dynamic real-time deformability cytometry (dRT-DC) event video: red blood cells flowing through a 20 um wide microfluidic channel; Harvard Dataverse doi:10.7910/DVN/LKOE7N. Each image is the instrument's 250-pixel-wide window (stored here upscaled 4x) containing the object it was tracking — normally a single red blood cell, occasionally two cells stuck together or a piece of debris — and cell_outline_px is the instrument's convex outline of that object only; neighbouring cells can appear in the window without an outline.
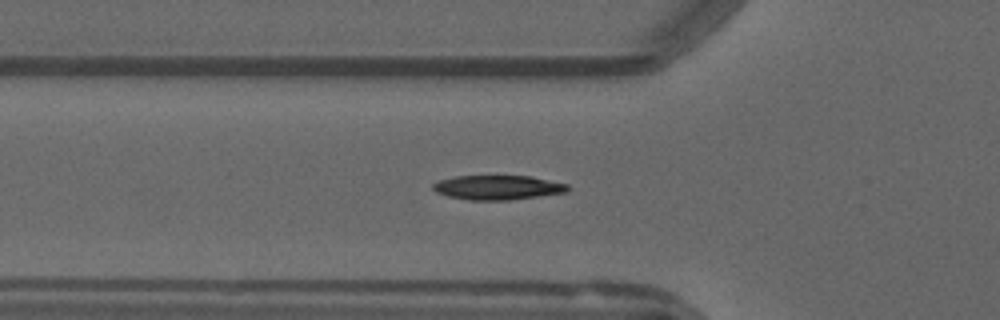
{"species": "common noctule bat (a hibernating species)", "species_latin": "Nyctalus noctula", "temperature_condition": "warm", "stored_images_in_passage": 54, "camera_frame_rate_fps": 3000, "um_per_image_px": 0.085, "animal": {"sex": "male", "forearm_length_mm": 52.5}, "frame": {"image": 1, "passage_image": 18, "time_ms": 5.667, "image_size_px": [1000, 320], "cell_outline_px": [[568, 192], [508, 200], [468, 200], [448, 196], [436, 192], [432, 188], [432, 184], [440, 180], [456, 176], [532, 176], [568, 184]], "centroid_in_image_um": [42.31, 15.93], "position_along_channel_um": 83.5, "area_um2": 19.13}}
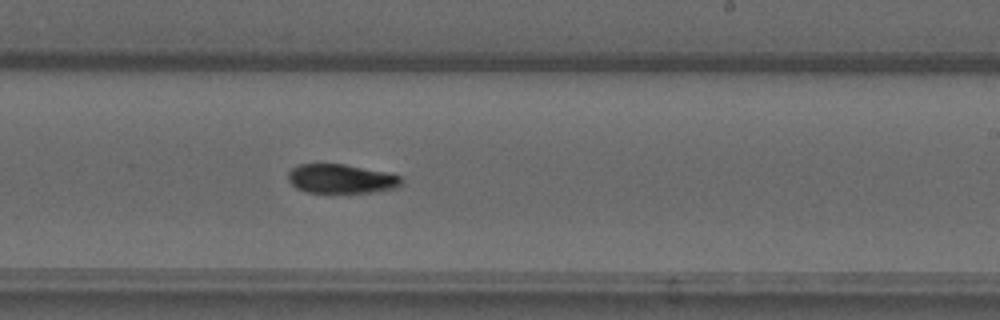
{"frame": {"image": 2, "passage_image": 32, "time_ms": 10.333, "image_size_px": [1000, 320], "cell_outline_px": [[404, 180], [396, 188], [372, 192], [308, 192], [296, 188], [288, 180], [288, 172], [292, 168], [300, 164], [344, 164], [388, 172], [400, 176]], "centroid_in_image_um": [29.01, 15.19], "position_along_channel_um": 260.0, "area_um2": 19.19}}
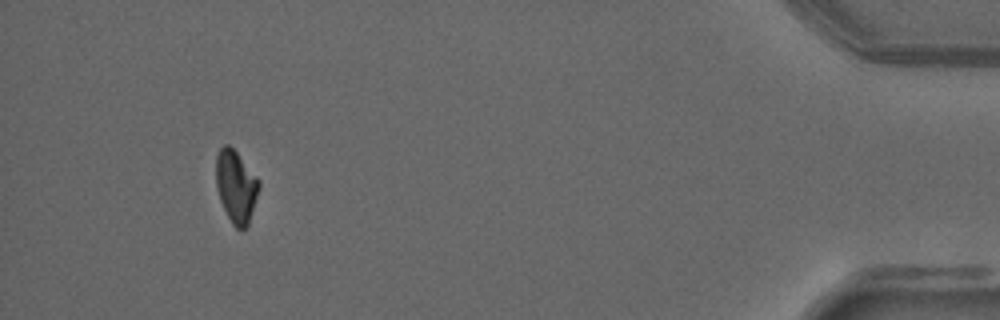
{"frame": {"image": 3, "passage_image": 50, "time_ms": 16.333, "image_size_px": [1000, 320], "cell_outline_px": [[260, 188], [248, 224], [244, 228], [236, 228], [232, 224], [220, 200], [216, 184], [216, 156], [220, 148], [224, 144], [228, 144], [236, 152], [260, 180]], "centroid_in_image_um": [20.06, 15.83], "position_along_channel_um": 415.1, "area_um2": 17.92}}